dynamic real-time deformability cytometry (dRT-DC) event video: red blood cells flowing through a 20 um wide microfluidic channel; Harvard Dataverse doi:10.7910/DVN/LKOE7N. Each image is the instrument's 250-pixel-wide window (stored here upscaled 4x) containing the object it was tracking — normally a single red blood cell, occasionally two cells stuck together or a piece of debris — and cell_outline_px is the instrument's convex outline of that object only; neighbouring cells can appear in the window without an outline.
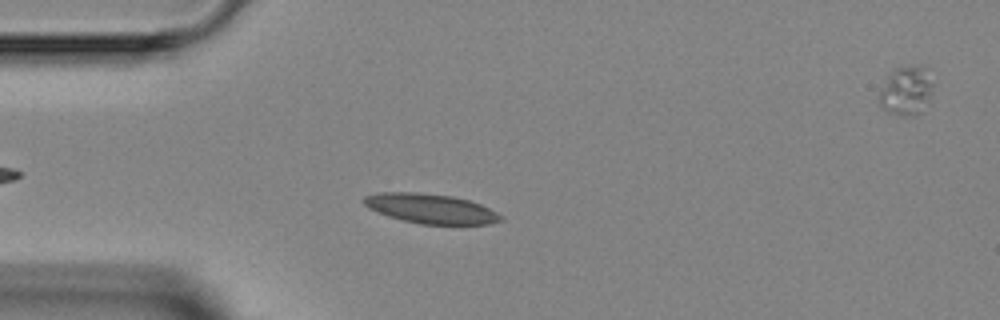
{"species": "Egyptian fruit bat (a non-hibernating species)", "species_latin": "Rousettus aegyptiacus", "temperature_condition": "room temperature", "stored_images_in_passage": 4, "camera_frame_rate_fps": 3000, "um_per_image_px": 0.085, "animal": {"sex": "female"}, "frame": {"image": 1, "passage_image": 3, "time_ms": 2.333, "image_size_px": [1000, 320], "cell_outline_px": [[504, 220], [488, 224], [420, 224], [388, 216], [368, 208], [364, 204], [364, 196], [376, 192], [416, 192], [452, 196], [468, 200], [480, 204], [504, 216]], "centroid_in_image_um": [36.61, 17.73], "position_along_channel_um": 48.4, "area_um2": 23.58}}